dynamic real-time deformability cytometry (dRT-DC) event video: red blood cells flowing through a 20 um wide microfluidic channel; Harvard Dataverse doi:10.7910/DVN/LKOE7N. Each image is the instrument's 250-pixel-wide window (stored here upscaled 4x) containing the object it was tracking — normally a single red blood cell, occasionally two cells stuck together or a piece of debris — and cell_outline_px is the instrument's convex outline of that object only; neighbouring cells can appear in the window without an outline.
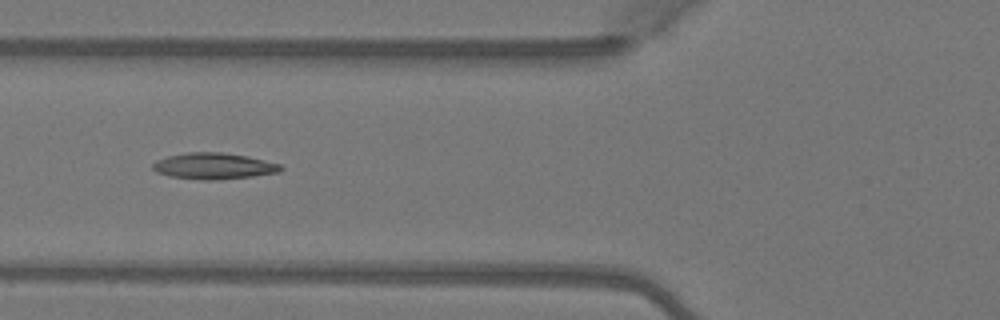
{"species": "Egyptian fruit bat (a non-hibernating species)", "species_latin": "Rousettus aegyptiacus", "temperature_condition": "warm", "stored_images_in_passage": 5, "camera_frame_rate_fps": 3000, "um_per_image_px": 0.085, "animal": {"sex": "female"}, "frame": {"image": 1, "passage_image": 5, "time_ms": 1.333, "image_size_px": [1000, 320], "cell_outline_px": [[284, 168], [280, 172], [252, 176], [216, 180], [200, 180], [168, 176], [156, 172], [152, 168], [152, 164], [156, 160], [168, 156], [188, 152], [224, 152], [248, 156], [280, 164]], "centroid_in_image_um": [18.15, 14.11], "position_along_channel_um": 107.6, "area_um2": 19.71}}